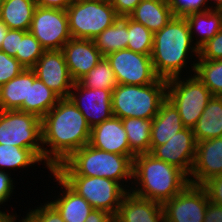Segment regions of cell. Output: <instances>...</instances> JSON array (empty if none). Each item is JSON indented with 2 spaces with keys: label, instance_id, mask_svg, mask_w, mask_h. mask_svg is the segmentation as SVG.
Segmentation results:
<instances>
[{
  "label": "cell",
  "instance_id": "obj_1",
  "mask_svg": "<svg viewBox=\"0 0 222 222\" xmlns=\"http://www.w3.org/2000/svg\"><path fill=\"white\" fill-rule=\"evenodd\" d=\"M44 161L50 171L90 142L91 127L70 98H60L41 119Z\"/></svg>",
  "mask_w": 222,
  "mask_h": 222
},
{
  "label": "cell",
  "instance_id": "obj_2",
  "mask_svg": "<svg viewBox=\"0 0 222 222\" xmlns=\"http://www.w3.org/2000/svg\"><path fill=\"white\" fill-rule=\"evenodd\" d=\"M189 26L182 16L172 19L158 32L154 33L151 60L157 76L164 80L179 77L191 52L199 56V50L192 46ZM192 46V47H191Z\"/></svg>",
  "mask_w": 222,
  "mask_h": 222
},
{
  "label": "cell",
  "instance_id": "obj_3",
  "mask_svg": "<svg viewBox=\"0 0 222 222\" xmlns=\"http://www.w3.org/2000/svg\"><path fill=\"white\" fill-rule=\"evenodd\" d=\"M132 178L141 187L136 185L137 189L130 190L132 193L161 204L179 194L190 183L182 170L156 159L150 153L134 157Z\"/></svg>",
  "mask_w": 222,
  "mask_h": 222
},
{
  "label": "cell",
  "instance_id": "obj_4",
  "mask_svg": "<svg viewBox=\"0 0 222 222\" xmlns=\"http://www.w3.org/2000/svg\"><path fill=\"white\" fill-rule=\"evenodd\" d=\"M136 155H118L94 148L89 143L72 153L53 171L57 175L104 177L121 184L132 178L133 159Z\"/></svg>",
  "mask_w": 222,
  "mask_h": 222
},
{
  "label": "cell",
  "instance_id": "obj_5",
  "mask_svg": "<svg viewBox=\"0 0 222 222\" xmlns=\"http://www.w3.org/2000/svg\"><path fill=\"white\" fill-rule=\"evenodd\" d=\"M167 98V80L159 78L148 85L117 84L112 91L115 117L153 119Z\"/></svg>",
  "mask_w": 222,
  "mask_h": 222
},
{
  "label": "cell",
  "instance_id": "obj_6",
  "mask_svg": "<svg viewBox=\"0 0 222 222\" xmlns=\"http://www.w3.org/2000/svg\"><path fill=\"white\" fill-rule=\"evenodd\" d=\"M0 144L31 149L44 160L41 119L19 110H0Z\"/></svg>",
  "mask_w": 222,
  "mask_h": 222
},
{
  "label": "cell",
  "instance_id": "obj_7",
  "mask_svg": "<svg viewBox=\"0 0 222 222\" xmlns=\"http://www.w3.org/2000/svg\"><path fill=\"white\" fill-rule=\"evenodd\" d=\"M73 191L82 196L93 209L115 216L128 189L122 184L104 177L58 175Z\"/></svg>",
  "mask_w": 222,
  "mask_h": 222
},
{
  "label": "cell",
  "instance_id": "obj_8",
  "mask_svg": "<svg viewBox=\"0 0 222 222\" xmlns=\"http://www.w3.org/2000/svg\"><path fill=\"white\" fill-rule=\"evenodd\" d=\"M180 79L167 80V98L178 109L183 126L192 129L213 95L196 75L186 82Z\"/></svg>",
  "mask_w": 222,
  "mask_h": 222
},
{
  "label": "cell",
  "instance_id": "obj_9",
  "mask_svg": "<svg viewBox=\"0 0 222 222\" xmlns=\"http://www.w3.org/2000/svg\"><path fill=\"white\" fill-rule=\"evenodd\" d=\"M72 38L93 40L118 18L111 4L74 0L66 9Z\"/></svg>",
  "mask_w": 222,
  "mask_h": 222
},
{
  "label": "cell",
  "instance_id": "obj_10",
  "mask_svg": "<svg viewBox=\"0 0 222 222\" xmlns=\"http://www.w3.org/2000/svg\"><path fill=\"white\" fill-rule=\"evenodd\" d=\"M29 32L40 42L45 51L62 50L72 36L65 10L35 8Z\"/></svg>",
  "mask_w": 222,
  "mask_h": 222
},
{
  "label": "cell",
  "instance_id": "obj_11",
  "mask_svg": "<svg viewBox=\"0 0 222 222\" xmlns=\"http://www.w3.org/2000/svg\"><path fill=\"white\" fill-rule=\"evenodd\" d=\"M105 58L113 69L118 84L148 85L159 79L151 55L121 49L107 54Z\"/></svg>",
  "mask_w": 222,
  "mask_h": 222
},
{
  "label": "cell",
  "instance_id": "obj_12",
  "mask_svg": "<svg viewBox=\"0 0 222 222\" xmlns=\"http://www.w3.org/2000/svg\"><path fill=\"white\" fill-rule=\"evenodd\" d=\"M209 199L201 185L188 184L162 204L164 222H204Z\"/></svg>",
  "mask_w": 222,
  "mask_h": 222
},
{
  "label": "cell",
  "instance_id": "obj_13",
  "mask_svg": "<svg viewBox=\"0 0 222 222\" xmlns=\"http://www.w3.org/2000/svg\"><path fill=\"white\" fill-rule=\"evenodd\" d=\"M32 69L60 98H69L74 81L69 74L62 50L44 51Z\"/></svg>",
  "mask_w": 222,
  "mask_h": 222
},
{
  "label": "cell",
  "instance_id": "obj_14",
  "mask_svg": "<svg viewBox=\"0 0 222 222\" xmlns=\"http://www.w3.org/2000/svg\"><path fill=\"white\" fill-rule=\"evenodd\" d=\"M73 90L77 93H74ZM69 98L83 114L91 128L114 116L110 90L90 89L79 82H74Z\"/></svg>",
  "mask_w": 222,
  "mask_h": 222
},
{
  "label": "cell",
  "instance_id": "obj_15",
  "mask_svg": "<svg viewBox=\"0 0 222 222\" xmlns=\"http://www.w3.org/2000/svg\"><path fill=\"white\" fill-rule=\"evenodd\" d=\"M196 140L191 128L184 127L165 144L156 146L150 154L182 170L189 178L196 154Z\"/></svg>",
  "mask_w": 222,
  "mask_h": 222
},
{
  "label": "cell",
  "instance_id": "obj_16",
  "mask_svg": "<svg viewBox=\"0 0 222 222\" xmlns=\"http://www.w3.org/2000/svg\"><path fill=\"white\" fill-rule=\"evenodd\" d=\"M218 175H222V137L197 142L190 184L202 185Z\"/></svg>",
  "mask_w": 222,
  "mask_h": 222
},
{
  "label": "cell",
  "instance_id": "obj_17",
  "mask_svg": "<svg viewBox=\"0 0 222 222\" xmlns=\"http://www.w3.org/2000/svg\"><path fill=\"white\" fill-rule=\"evenodd\" d=\"M69 74L78 82L104 57L93 40L71 38L62 48Z\"/></svg>",
  "mask_w": 222,
  "mask_h": 222
},
{
  "label": "cell",
  "instance_id": "obj_18",
  "mask_svg": "<svg viewBox=\"0 0 222 222\" xmlns=\"http://www.w3.org/2000/svg\"><path fill=\"white\" fill-rule=\"evenodd\" d=\"M89 144L118 155H136L130 149L122 120L115 116L91 128Z\"/></svg>",
  "mask_w": 222,
  "mask_h": 222
},
{
  "label": "cell",
  "instance_id": "obj_19",
  "mask_svg": "<svg viewBox=\"0 0 222 222\" xmlns=\"http://www.w3.org/2000/svg\"><path fill=\"white\" fill-rule=\"evenodd\" d=\"M114 222H164V210L161 203L139 197L129 189Z\"/></svg>",
  "mask_w": 222,
  "mask_h": 222
},
{
  "label": "cell",
  "instance_id": "obj_20",
  "mask_svg": "<svg viewBox=\"0 0 222 222\" xmlns=\"http://www.w3.org/2000/svg\"><path fill=\"white\" fill-rule=\"evenodd\" d=\"M184 128L178 109L166 98L152 119L150 152L159 145L165 144Z\"/></svg>",
  "mask_w": 222,
  "mask_h": 222
},
{
  "label": "cell",
  "instance_id": "obj_21",
  "mask_svg": "<svg viewBox=\"0 0 222 222\" xmlns=\"http://www.w3.org/2000/svg\"><path fill=\"white\" fill-rule=\"evenodd\" d=\"M59 99L60 97L36 76L35 71L29 69L28 102H24L18 110L34 114L42 119Z\"/></svg>",
  "mask_w": 222,
  "mask_h": 222
},
{
  "label": "cell",
  "instance_id": "obj_22",
  "mask_svg": "<svg viewBox=\"0 0 222 222\" xmlns=\"http://www.w3.org/2000/svg\"><path fill=\"white\" fill-rule=\"evenodd\" d=\"M173 16L168 0H142L129 15L153 34L161 30Z\"/></svg>",
  "mask_w": 222,
  "mask_h": 222
},
{
  "label": "cell",
  "instance_id": "obj_23",
  "mask_svg": "<svg viewBox=\"0 0 222 222\" xmlns=\"http://www.w3.org/2000/svg\"><path fill=\"white\" fill-rule=\"evenodd\" d=\"M56 181L65 189L60 198L50 202L61 214L65 222H85L93 207L73 191L54 171Z\"/></svg>",
  "mask_w": 222,
  "mask_h": 222
},
{
  "label": "cell",
  "instance_id": "obj_24",
  "mask_svg": "<svg viewBox=\"0 0 222 222\" xmlns=\"http://www.w3.org/2000/svg\"><path fill=\"white\" fill-rule=\"evenodd\" d=\"M188 26L191 38L194 37L193 32L196 30L197 35L200 39H197L194 46L198 50L213 36H215L222 29V9H214L203 11V12H193L184 16Z\"/></svg>",
  "mask_w": 222,
  "mask_h": 222
},
{
  "label": "cell",
  "instance_id": "obj_25",
  "mask_svg": "<svg viewBox=\"0 0 222 222\" xmlns=\"http://www.w3.org/2000/svg\"><path fill=\"white\" fill-rule=\"evenodd\" d=\"M196 142L222 137V97L213 96L192 128Z\"/></svg>",
  "mask_w": 222,
  "mask_h": 222
},
{
  "label": "cell",
  "instance_id": "obj_26",
  "mask_svg": "<svg viewBox=\"0 0 222 222\" xmlns=\"http://www.w3.org/2000/svg\"><path fill=\"white\" fill-rule=\"evenodd\" d=\"M36 7L35 0H3L0 19L9 29L29 31Z\"/></svg>",
  "mask_w": 222,
  "mask_h": 222
},
{
  "label": "cell",
  "instance_id": "obj_27",
  "mask_svg": "<svg viewBox=\"0 0 222 222\" xmlns=\"http://www.w3.org/2000/svg\"><path fill=\"white\" fill-rule=\"evenodd\" d=\"M29 69L25 68L18 76L0 87V110H18L28 102Z\"/></svg>",
  "mask_w": 222,
  "mask_h": 222
},
{
  "label": "cell",
  "instance_id": "obj_28",
  "mask_svg": "<svg viewBox=\"0 0 222 222\" xmlns=\"http://www.w3.org/2000/svg\"><path fill=\"white\" fill-rule=\"evenodd\" d=\"M93 41L104 57L109 53L127 49L128 16L119 17L111 26L95 37Z\"/></svg>",
  "mask_w": 222,
  "mask_h": 222
},
{
  "label": "cell",
  "instance_id": "obj_29",
  "mask_svg": "<svg viewBox=\"0 0 222 222\" xmlns=\"http://www.w3.org/2000/svg\"><path fill=\"white\" fill-rule=\"evenodd\" d=\"M127 134L130 149L137 155L150 153L152 119H121Z\"/></svg>",
  "mask_w": 222,
  "mask_h": 222
},
{
  "label": "cell",
  "instance_id": "obj_30",
  "mask_svg": "<svg viewBox=\"0 0 222 222\" xmlns=\"http://www.w3.org/2000/svg\"><path fill=\"white\" fill-rule=\"evenodd\" d=\"M191 65H193L194 74L209 89L211 94L222 97V59H198L197 63Z\"/></svg>",
  "mask_w": 222,
  "mask_h": 222
},
{
  "label": "cell",
  "instance_id": "obj_31",
  "mask_svg": "<svg viewBox=\"0 0 222 222\" xmlns=\"http://www.w3.org/2000/svg\"><path fill=\"white\" fill-rule=\"evenodd\" d=\"M78 82L90 89H107L111 92L118 84L113 69L105 57Z\"/></svg>",
  "mask_w": 222,
  "mask_h": 222
},
{
  "label": "cell",
  "instance_id": "obj_32",
  "mask_svg": "<svg viewBox=\"0 0 222 222\" xmlns=\"http://www.w3.org/2000/svg\"><path fill=\"white\" fill-rule=\"evenodd\" d=\"M42 160L28 148L0 144V170L3 168H24Z\"/></svg>",
  "mask_w": 222,
  "mask_h": 222
},
{
  "label": "cell",
  "instance_id": "obj_33",
  "mask_svg": "<svg viewBox=\"0 0 222 222\" xmlns=\"http://www.w3.org/2000/svg\"><path fill=\"white\" fill-rule=\"evenodd\" d=\"M153 38L154 34L147 27L128 16L127 49L144 55H151Z\"/></svg>",
  "mask_w": 222,
  "mask_h": 222
},
{
  "label": "cell",
  "instance_id": "obj_34",
  "mask_svg": "<svg viewBox=\"0 0 222 222\" xmlns=\"http://www.w3.org/2000/svg\"><path fill=\"white\" fill-rule=\"evenodd\" d=\"M45 50L29 31L20 40L16 59L27 69H32Z\"/></svg>",
  "mask_w": 222,
  "mask_h": 222
},
{
  "label": "cell",
  "instance_id": "obj_35",
  "mask_svg": "<svg viewBox=\"0 0 222 222\" xmlns=\"http://www.w3.org/2000/svg\"><path fill=\"white\" fill-rule=\"evenodd\" d=\"M25 67L15 58L0 51V87L18 76Z\"/></svg>",
  "mask_w": 222,
  "mask_h": 222
},
{
  "label": "cell",
  "instance_id": "obj_36",
  "mask_svg": "<svg viewBox=\"0 0 222 222\" xmlns=\"http://www.w3.org/2000/svg\"><path fill=\"white\" fill-rule=\"evenodd\" d=\"M174 16H186L193 12H203L210 10L206 6L208 0H168ZM204 7V8H202Z\"/></svg>",
  "mask_w": 222,
  "mask_h": 222
},
{
  "label": "cell",
  "instance_id": "obj_37",
  "mask_svg": "<svg viewBox=\"0 0 222 222\" xmlns=\"http://www.w3.org/2000/svg\"><path fill=\"white\" fill-rule=\"evenodd\" d=\"M26 218L30 222H65L58 212V210L50 203L47 202L35 210L27 213Z\"/></svg>",
  "mask_w": 222,
  "mask_h": 222
},
{
  "label": "cell",
  "instance_id": "obj_38",
  "mask_svg": "<svg viewBox=\"0 0 222 222\" xmlns=\"http://www.w3.org/2000/svg\"><path fill=\"white\" fill-rule=\"evenodd\" d=\"M199 59H222V29L199 49Z\"/></svg>",
  "mask_w": 222,
  "mask_h": 222
},
{
  "label": "cell",
  "instance_id": "obj_39",
  "mask_svg": "<svg viewBox=\"0 0 222 222\" xmlns=\"http://www.w3.org/2000/svg\"><path fill=\"white\" fill-rule=\"evenodd\" d=\"M28 31L8 29L7 35L2 41L0 51L7 53L11 57H16L19 51L20 40Z\"/></svg>",
  "mask_w": 222,
  "mask_h": 222
},
{
  "label": "cell",
  "instance_id": "obj_40",
  "mask_svg": "<svg viewBox=\"0 0 222 222\" xmlns=\"http://www.w3.org/2000/svg\"><path fill=\"white\" fill-rule=\"evenodd\" d=\"M209 201L222 206V175L214 176L201 185Z\"/></svg>",
  "mask_w": 222,
  "mask_h": 222
},
{
  "label": "cell",
  "instance_id": "obj_41",
  "mask_svg": "<svg viewBox=\"0 0 222 222\" xmlns=\"http://www.w3.org/2000/svg\"><path fill=\"white\" fill-rule=\"evenodd\" d=\"M142 0H112V7L119 17L129 16Z\"/></svg>",
  "mask_w": 222,
  "mask_h": 222
},
{
  "label": "cell",
  "instance_id": "obj_42",
  "mask_svg": "<svg viewBox=\"0 0 222 222\" xmlns=\"http://www.w3.org/2000/svg\"><path fill=\"white\" fill-rule=\"evenodd\" d=\"M13 180L4 170H0V204L6 202L13 192Z\"/></svg>",
  "mask_w": 222,
  "mask_h": 222
},
{
  "label": "cell",
  "instance_id": "obj_43",
  "mask_svg": "<svg viewBox=\"0 0 222 222\" xmlns=\"http://www.w3.org/2000/svg\"><path fill=\"white\" fill-rule=\"evenodd\" d=\"M204 222H222V206L208 201Z\"/></svg>",
  "mask_w": 222,
  "mask_h": 222
},
{
  "label": "cell",
  "instance_id": "obj_44",
  "mask_svg": "<svg viewBox=\"0 0 222 222\" xmlns=\"http://www.w3.org/2000/svg\"><path fill=\"white\" fill-rule=\"evenodd\" d=\"M74 0H35L36 5L44 8H55L65 10Z\"/></svg>",
  "mask_w": 222,
  "mask_h": 222
},
{
  "label": "cell",
  "instance_id": "obj_45",
  "mask_svg": "<svg viewBox=\"0 0 222 222\" xmlns=\"http://www.w3.org/2000/svg\"><path fill=\"white\" fill-rule=\"evenodd\" d=\"M85 222H114V216L103 210L92 209Z\"/></svg>",
  "mask_w": 222,
  "mask_h": 222
},
{
  "label": "cell",
  "instance_id": "obj_46",
  "mask_svg": "<svg viewBox=\"0 0 222 222\" xmlns=\"http://www.w3.org/2000/svg\"><path fill=\"white\" fill-rule=\"evenodd\" d=\"M8 29L9 28L6 26V24L0 19V48H1L2 41L7 35Z\"/></svg>",
  "mask_w": 222,
  "mask_h": 222
},
{
  "label": "cell",
  "instance_id": "obj_47",
  "mask_svg": "<svg viewBox=\"0 0 222 222\" xmlns=\"http://www.w3.org/2000/svg\"><path fill=\"white\" fill-rule=\"evenodd\" d=\"M15 215H10L9 213H5L0 211V222H14L16 221Z\"/></svg>",
  "mask_w": 222,
  "mask_h": 222
},
{
  "label": "cell",
  "instance_id": "obj_48",
  "mask_svg": "<svg viewBox=\"0 0 222 222\" xmlns=\"http://www.w3.org/2000/svg\"><path fill=\"white\" fill-rule=\"evenodd\" d=\"M86 1L98 2V3H108V4L112 3V0H86Z\"/></svg>",
  "mask_w": 222,
  "mask_h": 222
},
{
  "label": "cell",
  "instance_id": "obj_49",
  "mask_svg": "<svg viewBox=\"0 0 222 222\" xmlns=\"http://www.w3.org/2000/svg\"><path fill=\"white\" fill-rule=\"evenodd\" d=\"M215 2L214 9H222V0H215Z\"/></svg>",
  "mask_w": 222,
  "mask_h": 222
},
{
  "label": "cell",
  "instance_id": "obj_50",
  "mask_svg": "<svg viewBox=\"0 0 222 222\" xmlns=\"http://www.w3.org/2000/svg\"><path fill=\"white\" fill-rule=\"evenodd\" d=\"M21 222H30L26 217L25 219L20 220Z\"/></svg>",
  "mask_w": 222,
  "mask_h": 222
},
{
  "label": "cell",
  "instance_id": "obj_51",
  "mask_svg": "<svg viewBox=\"0 0 222 222\" xmlns=\"http://www.w3.org/2000/svg\"><path fill=\"white\" fill-rule=\"evenodd\" d=\"M2 5H3V0H0V12H1Z\"/></svg>",
  "mask_w": 222,
  "mask_h": 222
}]
</instances>
